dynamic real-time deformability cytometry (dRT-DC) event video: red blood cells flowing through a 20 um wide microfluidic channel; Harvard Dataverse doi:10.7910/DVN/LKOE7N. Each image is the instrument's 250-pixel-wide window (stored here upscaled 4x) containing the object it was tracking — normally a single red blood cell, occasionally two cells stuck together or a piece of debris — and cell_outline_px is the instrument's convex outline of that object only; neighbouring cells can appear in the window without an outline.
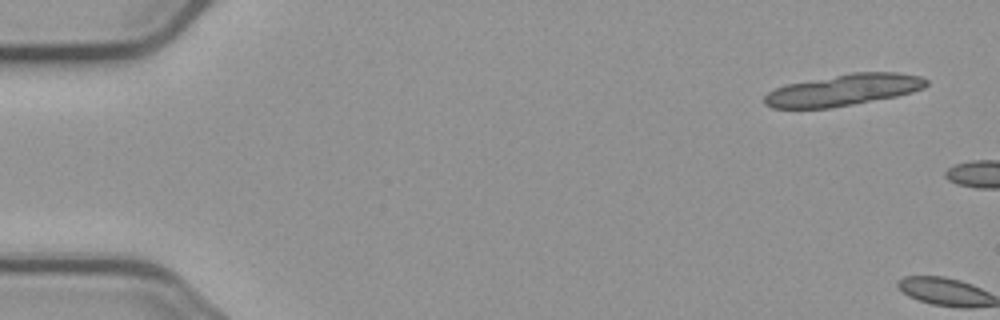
{"species": "common noctule bat (a hibernating species)", "species_latin": "Nyctalus noctula", "temperature_condition": "cold", "stored_images_in_passage": 2, "camera_frame_rate_fps": 3000, "um_per_image_px": 0.085, "animal": {"sex": "male", "body_mass_g": 23.1, "forearm_length_mm": 52.7}, "frame": {"image": 1, "passage_image": 1, "time_ms": 0.0, "image_size_px": [1000, 320], "cell_outline_px": [[928, 84], [924, 88], [912, 92], [896, 96], [832, 108], [772, 108], [764, 104], [764, 96], [768, 92], [784, 84], [852, 72], [896, 72], [920, 76], [928, 80]], "centroid_in_image_um": [71.68, 7.64], "position_along_channel_um": 13.3, "area_um2": 29.82}}